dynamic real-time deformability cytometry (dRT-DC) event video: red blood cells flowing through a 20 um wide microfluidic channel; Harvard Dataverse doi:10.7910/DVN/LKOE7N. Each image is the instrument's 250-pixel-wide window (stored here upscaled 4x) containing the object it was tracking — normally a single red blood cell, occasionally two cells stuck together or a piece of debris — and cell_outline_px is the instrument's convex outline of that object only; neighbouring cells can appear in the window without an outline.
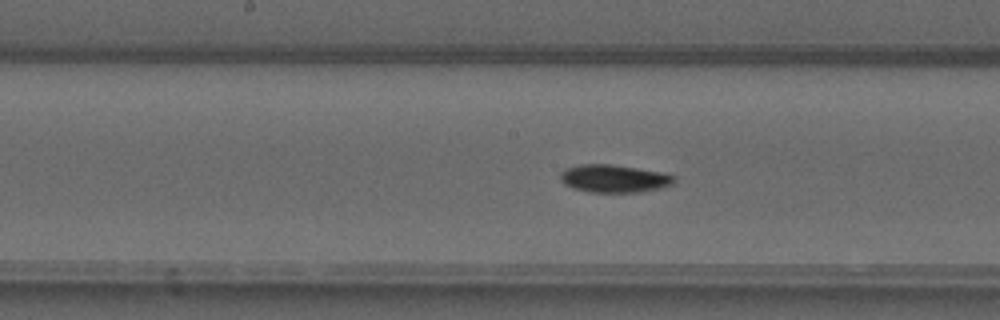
{"species": "common noctule bat (a hibernating species)", "species_latin": "Nyctalus noctula", "temperature_condition": "warm", "stored_images_in_passage": 50, "camera_frame_rate_fps": 3000, "um_per_image_px": 0.085, "animal": {"sex": "male", "forearm_length_mm": 52.5}, "frame": {"image": 1, "passage_image": 26, "time_ms": 8.333, "image_size_px": [1000, 320], "cell_outline_px": [[676, 180], [672, 184], [660, 188], [640, 192], [588, 192], [572, 188], [564, 184], [560, 180], [560, 172], [564, 168], [580, 164], [612, 164], [664, 172], [676, 176]], "centroid_in_image_um": [52.18, 15.17], "position_along_channel_um": 196.0, "area_um2": 18.73}}
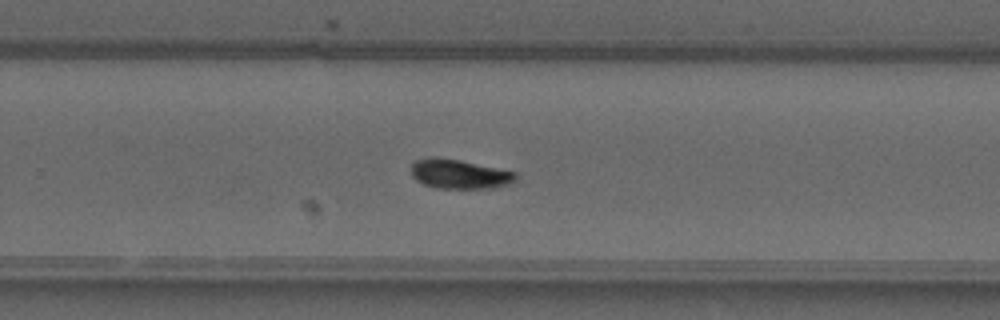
{"frame": {"image": 2, "passage_image": 33, "time_ms": 10.667, "image_size_px": [1000, 320], "cell_outline_px": [[516, 180], [512, 184], [496, 188], [436, 188], [424, 184], [416, 180], [412, 176], [412, 164], [416, 160], [432, 156], [436, 156], [460, 160], [516, 172]], "centroid_in_image_um": [39.07, 14.79], "position_along_channel_um": 290.7, "area_um2": 18.03}}
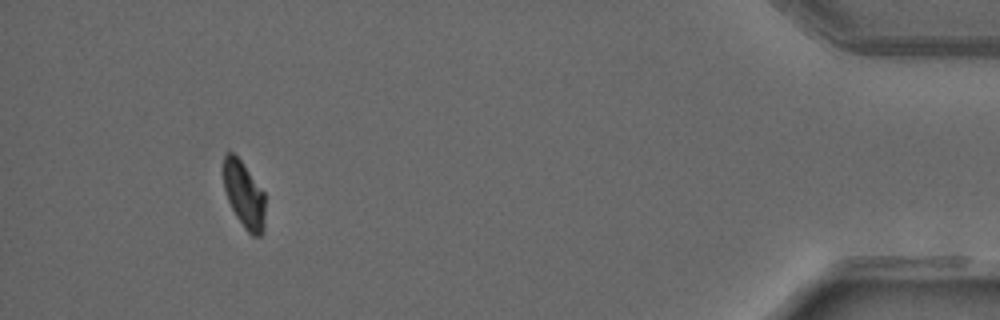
{"frame": {"image": 3, "passage_image": 47, "time_ms": 15.333, "image_size_px": [1000, 320], "cell_outline_px": [[264, 232], [260, 236], [252, 236], [244, 228], [236, 216], [228, 200], [224, 188], [224, 152], [228, 148], [240, 160], [264, 192]], "centroid_in_image_um": [20.74, 16.55], "position_along_channel_um": 414.5, "area_um2": 16.07}, "authors_computed_cell_mechanics": {"area_um2": 17.3689, "velocity_mm_per_s": 4.0803, "shape_relaxation_time_tau1_ms": 6.0737, "shape_relaxation_time_tau2_ms": null, "deformation_change_tau1": 0.1935, "deformation_change_tau2": null}}